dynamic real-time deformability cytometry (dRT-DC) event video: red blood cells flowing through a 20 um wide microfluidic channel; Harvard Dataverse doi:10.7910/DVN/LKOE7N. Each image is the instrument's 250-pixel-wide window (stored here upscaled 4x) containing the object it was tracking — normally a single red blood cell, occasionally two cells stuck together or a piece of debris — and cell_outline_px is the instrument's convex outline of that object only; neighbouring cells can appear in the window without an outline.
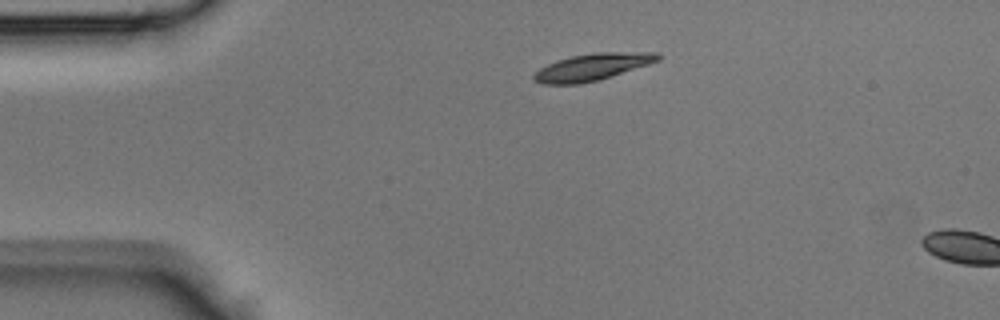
{"species": "Egyptian fruit bat (a non-hibernating species)", "species_latin": "Rousettus aegyptiacus", "temperature_condition": "room temperature", "stored_images_in_passage": 4, "camera_frame_rate_fps": 3000, "um_per_image_px": 0.085, "animal": {"sex": "male"}, "frame": {"image": 1, "passage_image": 1, "time_ms": 0.0, "image_size_px": [1000, 320], "cell_outline_px": [[660, 60], [600, 80], [580, 84], [540, 84], [532, 80], [532, 76], [540, 68], [556, 60], [572, 56], [596, 52], [656, 52], [660, 56]], "centroid_in_image_um": [50.31, 5.7], "position_along_channel_um": 34.7, "area_um2": 19.48}}